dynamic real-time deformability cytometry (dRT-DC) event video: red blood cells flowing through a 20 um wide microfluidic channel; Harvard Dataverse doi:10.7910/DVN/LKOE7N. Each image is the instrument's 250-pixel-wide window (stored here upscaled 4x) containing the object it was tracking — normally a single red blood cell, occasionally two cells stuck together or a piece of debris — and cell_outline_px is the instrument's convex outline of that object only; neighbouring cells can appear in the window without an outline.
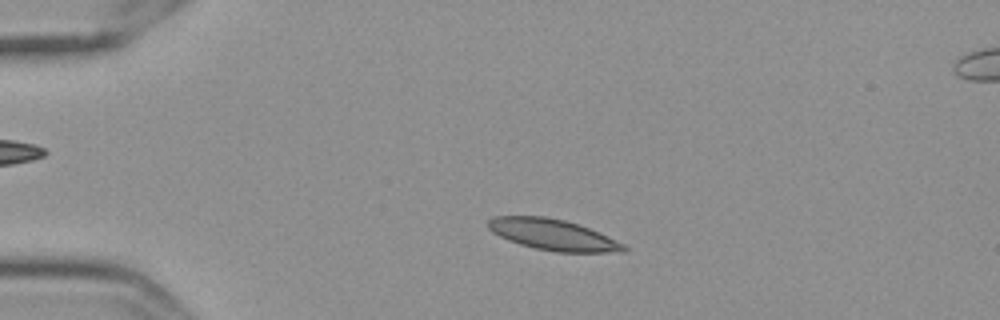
{"species": "Egyptian fruit bat (a non-hibernating species)", "species_latin": "Rousettus aegyptiacus", "temperature_condition": "cold", "stored_images_in_passage": 54, "camera_frame_rate_fps": 3000, "um_per_image_px": 0.085, "frame": {"image": 1, "passage_image": 9, "time_ms": 2.667, "image_size_px": [1000, 320], "cell_outline_px": [[628, 248], [624, 252], [556, 252], [536, 248], [520, 244], [508, 240], [492, 232], [488, 228], [488, 220], [492, 216], [544, 216], [564, 220], [588, 228], [624, 244]], "centroid_in_image_um": [46.96, 19.95], "position_along_channel_um": 38.0, "area_um2": 24.22}}
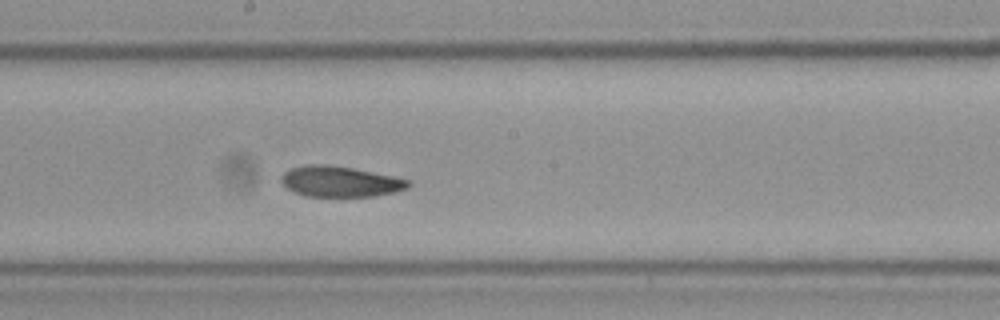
{"frame": {"image": 2, "passage_image": 28, "time_ms": 9.0, "image_size_px": [1000, 320], "cell_outline_px": [[412, 184], [408, 188], [396, 192], [372, 196], [304, 196], [288, 188], [280, 180], [280, 176], [284, 172], [292, 168], [308, 164], [324, 164], [352, 168], [412, 180]], "centroid_in_image_um": [28.94, 15.43], "position_along_channel_um": 219.3, "area_um2": 22.6}}
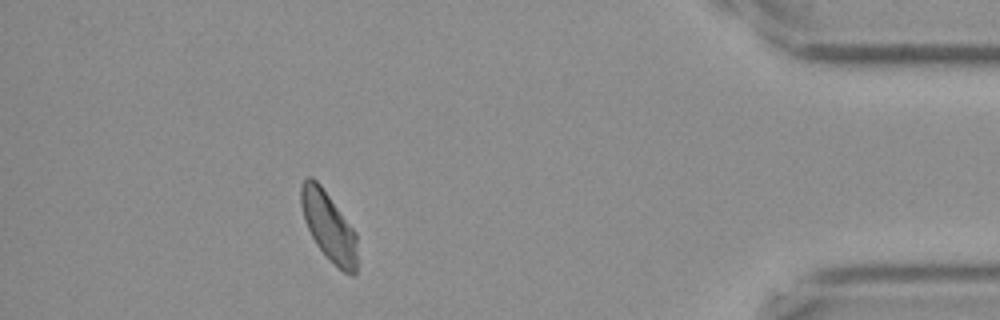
{"frame": {"image": 3, "passage_image": 48, "time_ms": 15.667, "image_size_px": [1000, 320], "cell_outline_px": [[356, 276], [352, 276], [344, 272], [316, 244], [304, 220], [300, 204], [300, 184], [308, 176], [312, 176], [320, 184], [356, 232]], "centroid_in_image_um": [27.92, 19.19], "position_along_channel_um": 407.3, "area_um2": 22.25}, "authors_computed_cell_mechanics": {"area_um2": 23.3223, "velocity_mm_per_s": 3.5107, "shape_relaxation_time_tau1_ms": null, "shape_relaxation_time_tau2_ms": 2.7702, "deformation_change_tau1": null, "deformation_change_tau2": 0.0801}}